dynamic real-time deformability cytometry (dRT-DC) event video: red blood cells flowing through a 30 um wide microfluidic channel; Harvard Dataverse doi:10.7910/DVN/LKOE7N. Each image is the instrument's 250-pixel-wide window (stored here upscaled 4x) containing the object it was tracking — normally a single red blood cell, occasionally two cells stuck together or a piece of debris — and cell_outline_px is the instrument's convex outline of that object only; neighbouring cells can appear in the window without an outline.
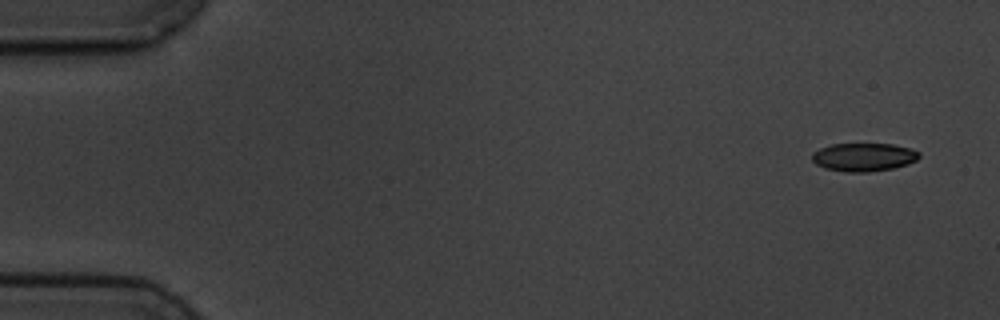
{"species": "common noctule bat (a hibernating species)", "species_latin": "Nyctalus noctula", "temperature_condition": "cold", "stored_images_in_passage": 5, "camera_frame_rate_fps": 3000, "um_per_image_px": 0.085, "animal": {"sex": "male", "body_mass_g": 19.5, "forearm_length_mm": 54.6}, "frame": {"image": 1, "passage_image": 1, "time_ms": 0.0, "image_size_px": [1000, 320], "cell_outline_px": [[920, 156], [916, 160], [908, 164], [892, 168], [868, 172], [848, 172], [824, 168], [816, 164], [812, 160], [812, 152], [820, 148], [832, 144], [892, 144], [912, 148], [920, 152]], "centroid_in_image_um": [73.42, 13.35], "position_along_channel_um": 11.6, "area_um2": 17.69}}
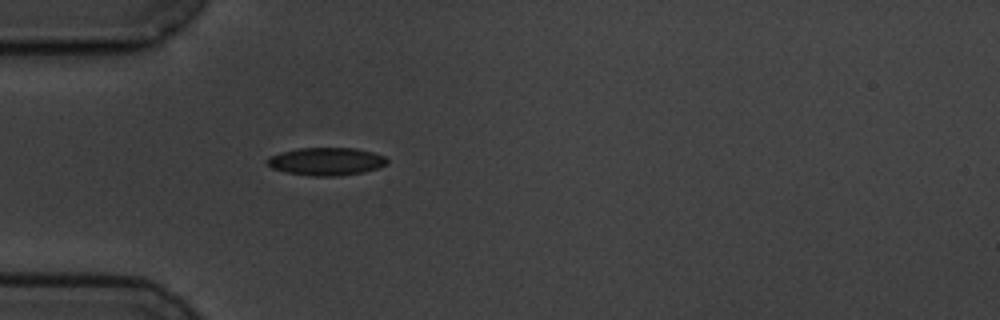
{"frame": {"image": 2, "passage_image": 5, "time_ms": 4.667, "image_size_px": [1000, 320], "cell_outline_px": [[388, 164], [364, 172], [336, 176], [312, 176], [288, 172], [272, 168], [268, 164], [268, 156], [280, 152], [296, 148], [356, 148], [372, 152], [384, 156], [388, 160]], "centroid_in_image_um": [27.74, 13.71], "position_along_channel_um": 57.3, "area_um2": 19.36}}